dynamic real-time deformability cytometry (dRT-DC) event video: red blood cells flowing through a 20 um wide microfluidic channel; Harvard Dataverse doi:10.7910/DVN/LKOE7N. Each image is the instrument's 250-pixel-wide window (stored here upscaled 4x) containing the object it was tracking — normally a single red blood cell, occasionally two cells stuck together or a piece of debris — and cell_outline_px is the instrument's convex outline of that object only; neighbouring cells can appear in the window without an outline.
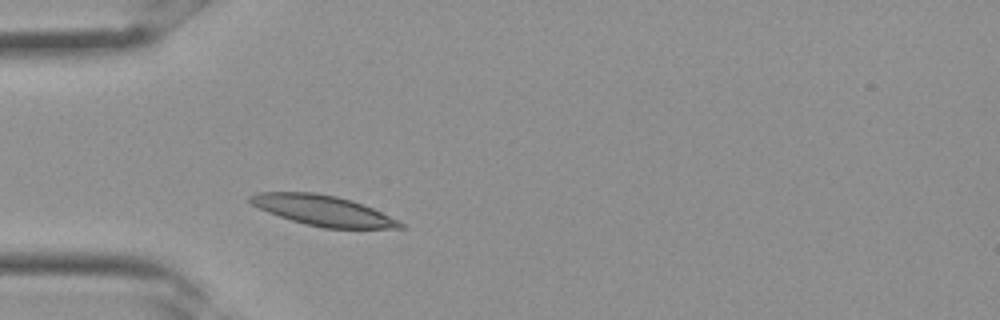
{"species": "Egyptian fruit bat (a non-hibernating species)", "species_latin": "Rousettus aegyptiacus", "temperature_condition": "room temperature", "stored_images_in_passage": 27, "camera_frame_rate_fps": 3000, "um_per_image_px": 0.085, "frame": {"image": 1, "passage_image": 4, "time_ms": 1.0, "image_size_px": [1000, 320], "cell_outline_px": [[404, 228], [324, 228], [304, 224], [268, 212], [252, 204], [248, 200], [248, 196], [256, 192], [316, 192], [336, 196], [352, 200], [372, 208], [400, 220], [404, 224]], "centroid_in_image_um": [27.45, 17.89], "position_along_channel_um": 57.5, "area_um2": 26.47}}
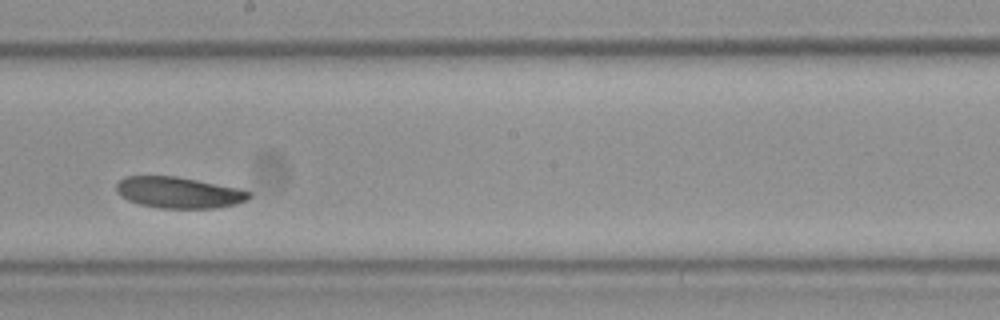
{"frame": {"image": 2, "passage_image": 13, "time_ms": 4.0, "image_size_px": [1000, 320], "cell_outline_px": [[252, 196], [248, 200], [236, 204], [216, 208], [160, 208], [140, 204], [128, 200], [120, 196], [116, 192], [116, 184], [124, 176], [176, 176], [240, 188], [252, 192]], "centroid_in_image_um": [15.22, 16.36], "position_along_channel_um": 233.0, "area_um2": 24.33}}
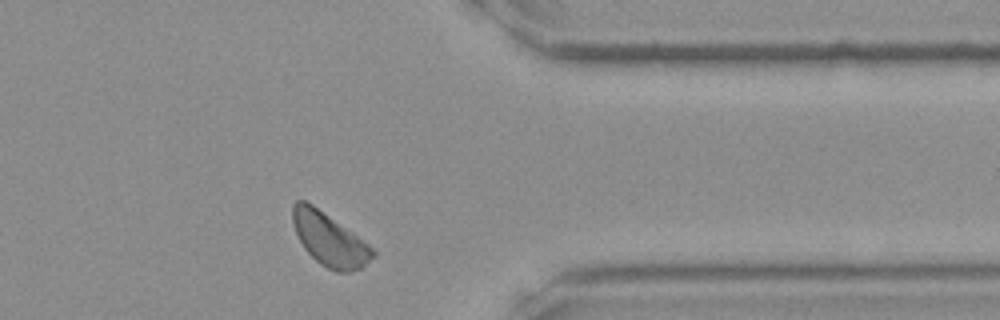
{"frame": {"image": 3, "passage_image": 21, "time_ms": 6.667, "image_size_px": [1000, 320], "cell_outline_px": [[376, 256], [360, 268], [348, 272], [336, 272], [320, 264], [304, 248], [292, 224], [292, 204], [296, 200], [304, 200], [312, 204], [352, 232], [368, 244], [376, 252]], "centroid_in_image_um": [27.98, 20.35], "position_along_channel_um": 383.4, "area_um2": 24.39}}